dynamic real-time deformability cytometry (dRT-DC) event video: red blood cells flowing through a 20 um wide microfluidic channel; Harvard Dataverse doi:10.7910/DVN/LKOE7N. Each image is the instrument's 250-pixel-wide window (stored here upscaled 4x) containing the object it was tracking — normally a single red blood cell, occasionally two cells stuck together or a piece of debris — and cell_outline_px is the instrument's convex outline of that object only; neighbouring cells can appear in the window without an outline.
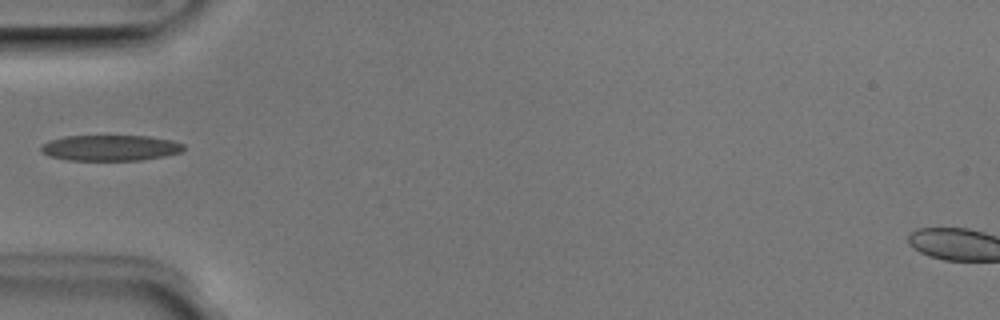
{"species": "Egyptian fruit bat (a non-hibernating species)", "species_latin": "Rousettus aegyptiacus", "temperature_condition": "room temperature", "stored_images_in_passage": 5, "camera_frame_rate_fps": 3000, "um_per_image_px": 0.085, "animal": {"sex": "male"}, "frame": {"image": 1, "passage_image": 4, "time_ms": 1.0, "image_size_px": [1000, 320], "cell_outline_px": [[184, 148], [180, 152], [164, 156], [140, 160], [68, 160], [52, 156], [40, 152], [40, 148], [48, 140], [64, 136], [148, 136], [172, 140], [184, 144]], "centroid_in_image_um": [9.37, 12.56], "position_along_channel_um": 75.6, "area_um2": 21.33}}